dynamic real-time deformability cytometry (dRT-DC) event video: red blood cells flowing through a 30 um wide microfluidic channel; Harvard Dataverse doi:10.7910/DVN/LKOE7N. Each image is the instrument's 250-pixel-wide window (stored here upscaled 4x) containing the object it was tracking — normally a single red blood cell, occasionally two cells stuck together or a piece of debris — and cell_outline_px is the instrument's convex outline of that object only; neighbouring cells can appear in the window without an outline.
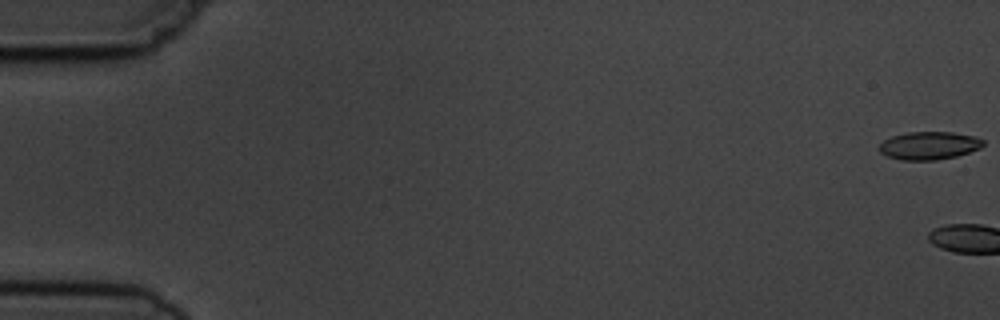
{"species": "common noctule bat (a hibernating species)", "species_latin": "Nyctalus noctula", "temperature_condition": "cold", "stored_images_in_passage": 5, "camera_frame_rate_fps": 3000, "um_per_image_px": 0.085, "animal": {"sex": "male", "body_mass_g": 19.5, "forearm_length_mm": 54.6}, "frame": {"image": 1, "passage_image": 1, "time_ms": 0.0, "image_size_px": [1000, 320], "cell_outline_px": [[984, 144], [980, 148], [956, 156], [936, 160], [900, 160], [888, 156], [880, 152], [880, 144], [884, 140], [892, 136], [908, 132], [952, 132], [972, 136], [984, 140]], "centroid_in_image_um": [78.97, 12.37], "position_along_channel_um": 6.0, "area_um2": 16.76}}